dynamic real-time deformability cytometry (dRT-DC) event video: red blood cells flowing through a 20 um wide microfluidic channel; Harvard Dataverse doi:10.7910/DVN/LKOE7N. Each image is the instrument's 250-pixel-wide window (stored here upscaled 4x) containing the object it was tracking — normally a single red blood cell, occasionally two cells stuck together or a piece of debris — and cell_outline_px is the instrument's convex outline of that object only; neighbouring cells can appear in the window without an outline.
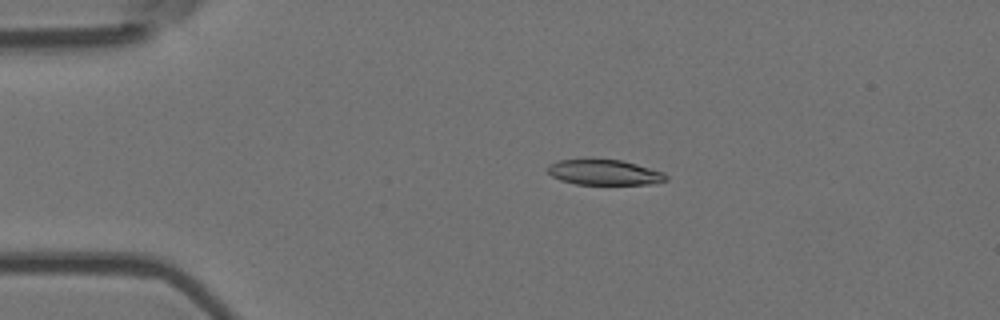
{"species": "Egyptian fruit bat (a non-hibernating species)", "species_latin": "Rousettus aegyptiacus", "temperature_condition": "room temperature", "stored_images_in_passage": 5, "camera_frame_rate_fps": 3000, "um_per_image_px": 0.085, "animal": {"sex": "female"}, "frame": {"image": 1, "passage_image": 4, "time_ms": 1.0, "image_size_px": [1000, 320], "cell_outline_px": [[668, 180], [652, 184], [576, 184], [560, 180], [552, 176], [548, 172], [548, 164], [556, 160], [620, 160], [636, 164], [664, 172], [668, 176]], "centroid_in_image_um": [51.38, 14.66], "position_along_channel_um": 33.6, "area_um2": 17.34}}